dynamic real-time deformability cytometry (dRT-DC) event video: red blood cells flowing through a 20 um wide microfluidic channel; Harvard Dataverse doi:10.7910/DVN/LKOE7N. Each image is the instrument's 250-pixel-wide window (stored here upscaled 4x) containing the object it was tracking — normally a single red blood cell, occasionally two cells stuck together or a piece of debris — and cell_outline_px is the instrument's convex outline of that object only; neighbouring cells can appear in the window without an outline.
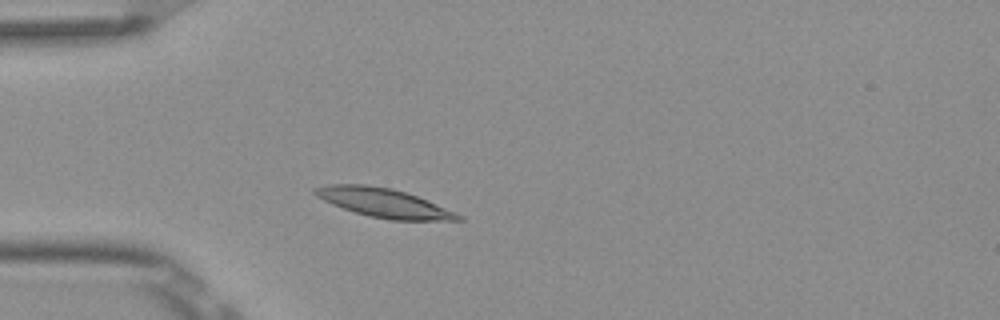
{"species": "Egyptian fruit bat (a non-hibernating species)", "species_latin": "Rousettus aegyptiacus", "temperature_condition": "room temperature", "stored_images_in_passage": 2, "camera_frame_rate_fps": 3000, "um_per_image_px": 0.085, "frame": {"image": 1, "passage_image": 2, "time_ms": 0.333, "image_size_px": [1000, 320], "cell_outline_px": [[464, 220], [392, 220], [368, 216], [332, 204], [316, 196], [312, 192], [312, 188], [328, 184], [364, 184], [392, 188], [416, 196], [456, 212], [464, 216]], "centroid_in_image_um": [32.6, 17.23], "position_along_channel_um": 52.4, "area_um2": 23.99}}